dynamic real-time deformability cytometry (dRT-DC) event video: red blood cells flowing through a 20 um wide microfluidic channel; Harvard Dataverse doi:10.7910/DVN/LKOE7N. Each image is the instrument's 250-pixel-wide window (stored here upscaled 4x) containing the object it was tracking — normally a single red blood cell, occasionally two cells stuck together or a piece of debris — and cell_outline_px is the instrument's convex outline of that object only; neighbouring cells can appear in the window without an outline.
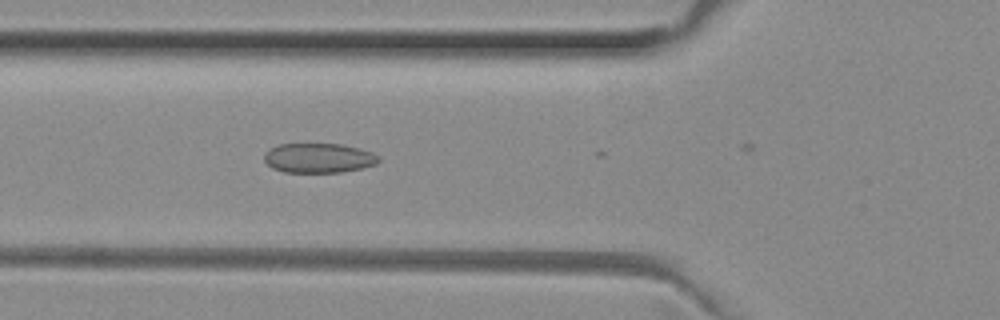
{"species": "common noctule bat (a hibernating species)", "species_latin": "Nyctalus noctula", "temperature_condition": "room temperature", "stored_images_in_passage": 10, "camera_frame_rate_fps": 3000, "um_per_image_px": 0.085, "animal": {"sex": "female", "body_mass_g": 29.2, "forearm_length_mm": 56.3}, "frame": {"image": 1, "passage_image": 9, "time_ms": 2.667, "image_size_px": [1000, 320], "cell_outline_px": [[380, 160], [376, 164], [360, 168], [340, 172], [284, 172], [272, 168], [264, 160], [264, 152], [268, 148], [280, 144], [340, 144], [360, 148], [372, 152], [380, 156]], "centroid_in_image_um": [27.07, 13.42], "position_along_channel_um": 98.7, "area_um2": 19.83}}